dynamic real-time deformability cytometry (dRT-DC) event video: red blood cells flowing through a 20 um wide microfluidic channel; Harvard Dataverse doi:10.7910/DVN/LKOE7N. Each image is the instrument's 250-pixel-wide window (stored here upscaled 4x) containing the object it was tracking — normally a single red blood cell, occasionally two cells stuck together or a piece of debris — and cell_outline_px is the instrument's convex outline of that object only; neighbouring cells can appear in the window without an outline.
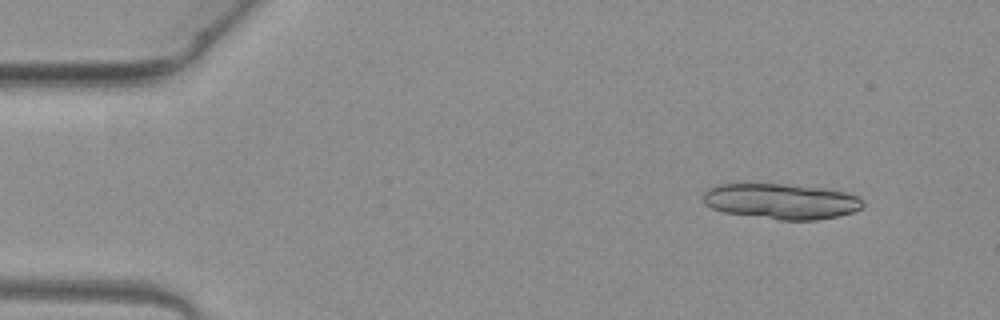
{"species": "common noctule bat (a hibernating species)", "species_latin": "Nyctalus noctula", "temperature_condition": "warm", "stored_images_in_passage": 51, "segment_of_instrument_passage": [1, 2], "camera_frame_rate_fps": 3000, "um_per_image_px": 0.085, "animal": {"sex": "female", "body_mass_g": 19.3, "forearm_length_mm": 54.1}, "frame": {"image": 1, "passage_image": 5, "time_ms": 1.333, "image_size_px": [1000, 320], "cell_outline_px": [[864, 204], [860, 208], [852, 212], [836, 216], [816, 220], [780, 220], [724, 212], [712, 208], [704, 204], [704, 192], [708, 188], [720, 184], [780, 184], [820, 188], [844, 192], [856, 196], [864, 200]], "centroid_in_image_um": [66.38, 17.11], "position_along_channel_um": 18.6, "area_um2": 32.71}}